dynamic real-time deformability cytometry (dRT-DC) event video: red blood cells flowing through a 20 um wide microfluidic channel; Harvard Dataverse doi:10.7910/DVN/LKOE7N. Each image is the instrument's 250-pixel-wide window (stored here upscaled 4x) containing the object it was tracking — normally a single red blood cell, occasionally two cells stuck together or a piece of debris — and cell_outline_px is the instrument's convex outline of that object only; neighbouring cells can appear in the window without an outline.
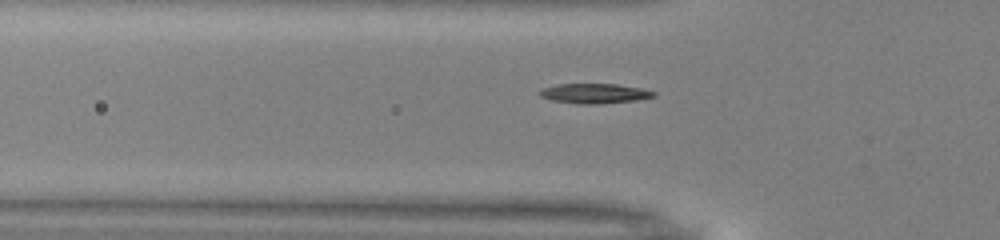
{"species": "common noctule bat (a hibernating species)", "species_latin": "Nyctalus noctula", "temperature_condition": "warm", "stored_images_in_passage": 32, "segment_of_instrument_passage": [1, 2], "camera_frame_rate_fps": 3000, "um_per_image_px": 0.085, "animal": {"sex": "male", "body_mass_g": 13.0, "forearm_length_mm": 53.1}, "frame": {"image": 1, "passage_image": 2, "time_ms": 0.333, "image_size_px": [1000, 240], "cell_outline_px": [[656, 96], [636, 100], [596, 104], [580, 104], [552, 100], [540, 96], [540, 88], [556, 84], [616, 84], [644, 88], [656, 92]], "centroid_in_image_um": [50.54, 7.93], "position_along_channel_um": 75.3, "area_um2": 13.24}}
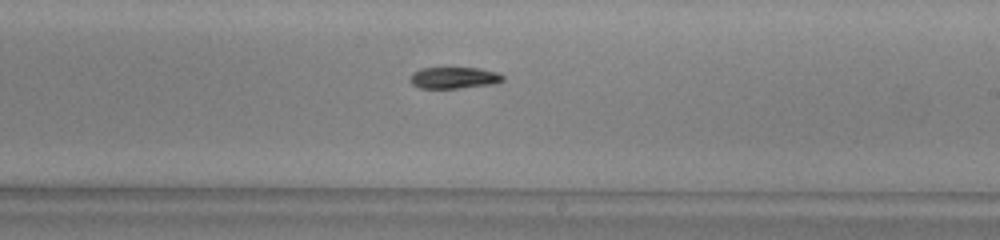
{"frame": {"image": 2, "passage_image": 15, "time_ms": 4.667, "image_size_px": [1000, 240], "cell_outline_px": [[504, 80], [496, 84], [460, 88], [420, 88], [412, 84], [408, 80], [412, 72], [420, 68], [480, 68], [496, 72], [504, 76]], "centroid_in_image_um": [38.58, 6.61], "position_along_channel_um": 250.4, "area_um2": 11.79}}
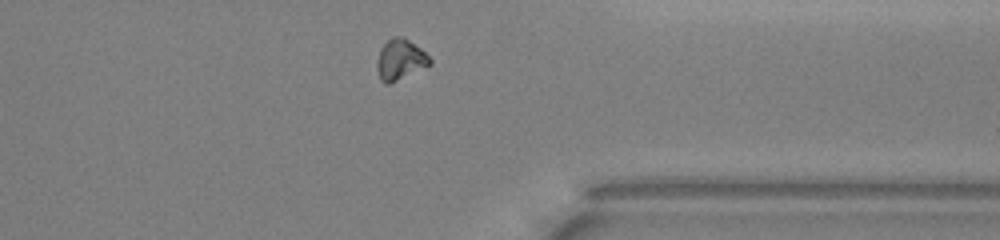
{"frame": {"image": 3, "passage_image": 25, "time_ms": 8.0, "image_size_px": [1000, 240], "cell_outline_px": [[432, 64], [388, 84], [384, 84], [380, 80], [376, 68], [376, 60], [380, 48], [392, 36], [404, 36], [420, 48], [432, 60]], "centroid_in_image_um": [33.99, 5.05], "position_along_channel_um": 377.4, "area_um2": 12.6}}